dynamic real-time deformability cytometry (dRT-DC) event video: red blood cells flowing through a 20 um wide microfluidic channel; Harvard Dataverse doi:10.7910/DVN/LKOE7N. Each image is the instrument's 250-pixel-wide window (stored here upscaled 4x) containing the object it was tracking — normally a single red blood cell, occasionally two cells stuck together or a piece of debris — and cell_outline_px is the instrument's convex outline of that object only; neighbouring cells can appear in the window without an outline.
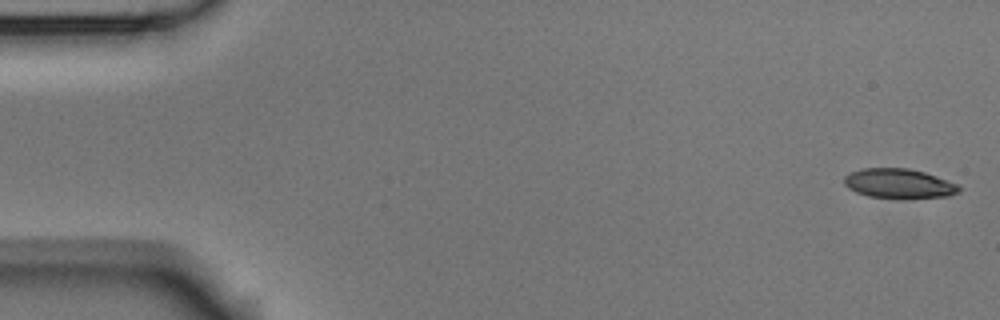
{"species": "Egyptian fruit bat (a non-hibernating species)", "species_latin": "Rousettus aegyptiacus", "temperature_condition": "room temperature", "stored_images_in_passage": 6, "camera_frame_rate_fps": 3000, "um_per_image_px": 0.085, "animal": {"sex": "male"}, "frame": {"image": 1, "passage_image": 1, "time_ms": 0.0, "image_size_px": [1000, 320], "cell_outline_px": [[960, 192], [948, 196], [868, 196], [856, 192], [848, 188], [844, 184], [844, 176], [852, 172], [864, 168], [908, 168], [924, 172], [936, 176], [956, 184], [960, 188]], "centroid_in_image_um": [76.37, 15.56], "position_along_channel_um": 8.6, "area_um2": 18.96}}
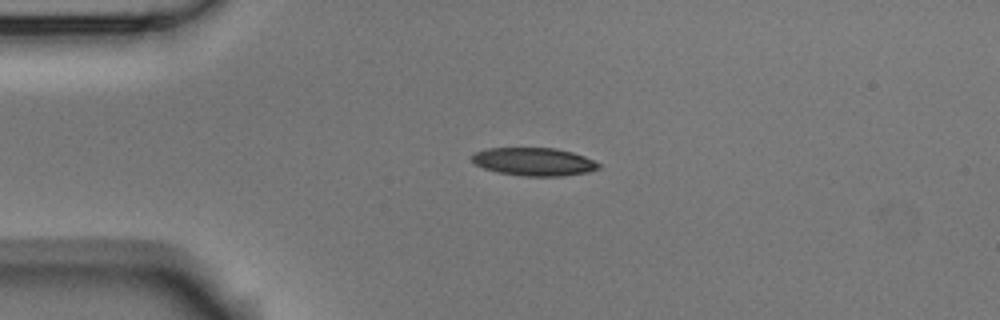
{"frame": {"image": 2, "passage_image": 4, "time_ms": 1.0, "image_size_px": [1000, 320], "cell_outline_px": [[600, 168], [588, 172], [564, 176], [524, 176], [500, 172], [484, 168], [476, 164], [472, 160], [472, 156], [476, 152], [488, 148], [556, 148], [572, 152], [584, 156], [600, 164]], "centroid_in_image_um": [45.42, 13.74], "position_along_channel_um": 39.6, "area_um2": 20.52}}
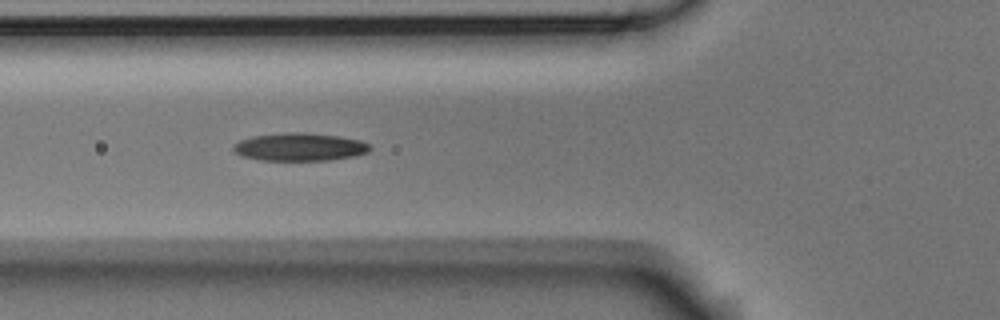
{"frame": {"image": 3, "passage_image": 6, "time_ms": 1.667, "image_size_px": [1000, 320], "cell_outline_px": [[372, 148], [368, 152], [356, 156], [328, 160], [260, 160], [240, 156], [232, 148], [232, 144], [240, 140], [252, 136], [288, 132], [304, 132], [340, 136], [360, 140], [368, 144]], "centroid_in_image_um": [25.46, 12.49], "position_along_channel_um": 100.3, "area_um2": 22.37}}